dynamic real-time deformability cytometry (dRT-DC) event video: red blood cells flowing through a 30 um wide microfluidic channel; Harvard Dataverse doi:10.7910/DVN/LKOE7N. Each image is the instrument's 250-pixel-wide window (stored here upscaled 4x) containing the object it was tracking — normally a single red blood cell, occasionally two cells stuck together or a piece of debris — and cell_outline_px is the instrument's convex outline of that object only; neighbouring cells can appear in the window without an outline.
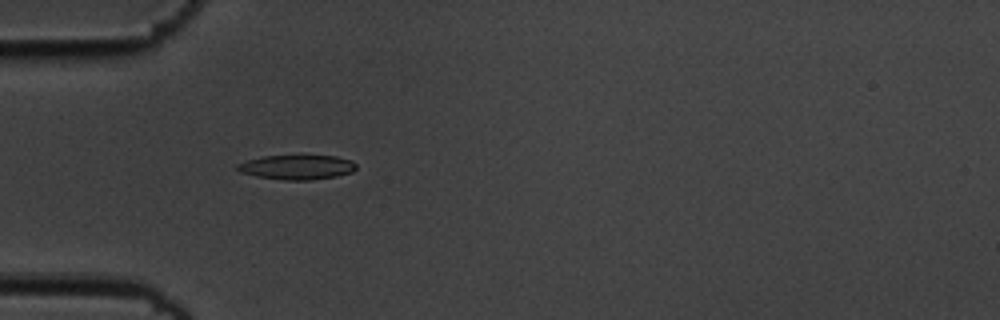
{"species": "common noctule bat (a hibernating species)", "species_latin": "Nyctalus noctula", "temperature_condition": "cold", "stored_images_in_passage": 56, "camera_frame_rate_fps": 3000, "um_per_image_px": 0.085, "animal": {"sex": "male", "body_mass_g": 19.5, "forearm_length_mm": 54.6}, "frame": {"image": 1, "passage_image": 18, "time_ms": 5.667, "image_size_px": [1000, 320], "cell_outline_px": [[356, 168], [352, 172], [336, 176], [312, 180], [284, 180], [256, 176], [240, 172], [236, 168], [236, 164], [248, 160], [264, 156], [336, 156], [352, 160], [356, 164]], "centroid_in_image_um": [25.25, 14.21], "position_along_channel_um": 59.8, "area_um2": 16.94}}
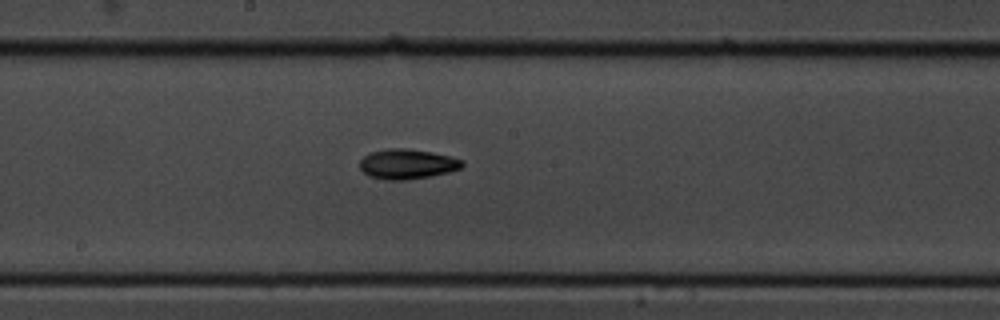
{"frame": {"image": 2, "passage_image": 31, "time_ms": 10.0, "image_size_px": [1000, 320], "cell_outline_px": [[464, 164], [460, 168], [448, 172], [432, 176], [408, 180], [384, 180], [368, 176], [360, 168], [360, 160], [364, 156], [372, 152], [388, 148], [404, 148], [432, 152], [464, 160]], "centroid_in_image_um": [34.6, 13.95], "position_along_channel_um": 213.6, "area_um2": 17.92}}
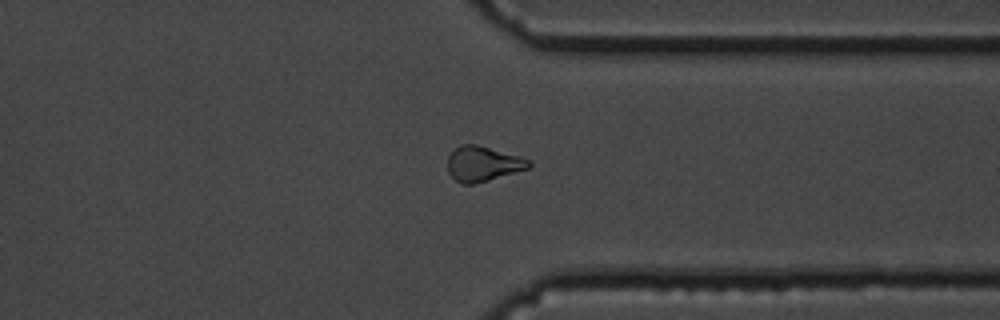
{"frame": {"image": 3, "passage_image": 44, "time_ms": 14.333, "image_size_px": [1000, 320], "cell_outline_px": [[532, 164], [528, 168], [488, 180], [472, 184], [464, 184], [456, 180], [448, 172], [448, 156], [460, 144], [476, 144], [520, 156], [528, 160]], "centroid_in_image_um": [41.03, 13.91], "position_along_channel_um": 370.4, "area_um2": 16.3}, "authors_computed_cell_mechanics": {"area_um2": 16.8487, "velocity_mm_per_s": 3.6395, "shape_relaxation_time_tau1_ms": 3.1055, "shape_relaxation_time_tau2_ms": null, "deformation_change_tau1": 0.1168, "deformation_change_tau2": null}}